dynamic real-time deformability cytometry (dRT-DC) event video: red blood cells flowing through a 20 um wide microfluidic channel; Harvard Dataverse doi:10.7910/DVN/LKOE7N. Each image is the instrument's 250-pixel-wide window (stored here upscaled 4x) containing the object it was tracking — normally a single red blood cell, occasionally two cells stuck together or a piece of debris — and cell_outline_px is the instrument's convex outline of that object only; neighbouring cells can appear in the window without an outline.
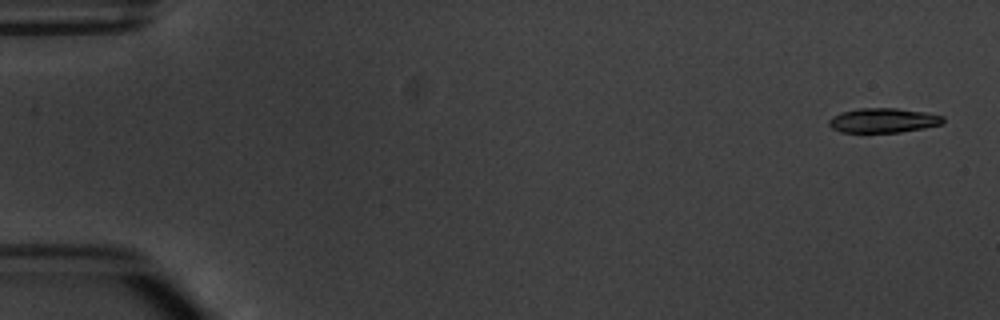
{"species": "common noctule bat (a hibernating species)", "species_latin": "Nyctalus noctula", "temperature_condition": "warm", "stored_images_in_passage": 5, "camera_frame_rate_fps": 3000, "um_per_image_px": 0.085, "animal": {"sex": "male", "body_mass_g": 20.1, "forearm_length_mm": 53.5}, "frame": {"image": 1, "passage_image": 1, "time_ms": 0.0, "image_size_px": [1000, 320], "cell_outline_px": [[944, 124], [924, 128], [900, 132], [840, 132], [832, 128], [828, 124], [828, 120], [832, 116], [844, 112], [860, 108], [896, 108], [924, 112], [944, 116]], "centroid_in_image_um": [75.09, 10.24], "position_along_channel_um": 9.9, "area_um2": 16.3}}
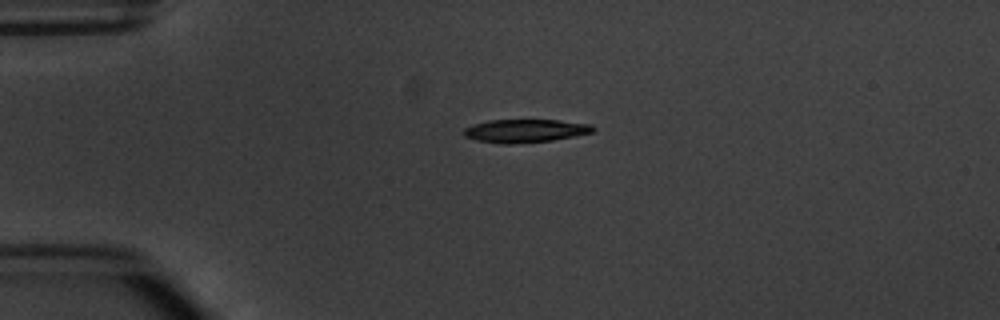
{"frame": {"image": 2, "passage_image": 4, "time_ms": 3.667, "image_size_px": [1000, 320], "cell_outline_px": [[596, 128], [592, 132], [552, 140], [512, 144], [500, 144], [476, 140], [464, 136], [460, 132], [464, 128], [472, 124], [488, 120], [560, 120], [592, 124]], "centroid_in_image_um": [44.58, 11.11], "position_along_channel_um": 40.4, "area_um2": 17.63}}